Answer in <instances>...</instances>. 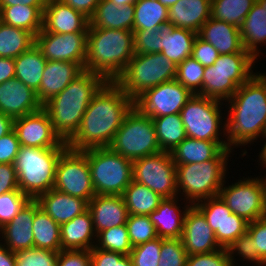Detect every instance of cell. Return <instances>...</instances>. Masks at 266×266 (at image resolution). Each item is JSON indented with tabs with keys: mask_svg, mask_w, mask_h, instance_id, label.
Returning a JSON list of instances; mask_svg holds the SVG:
<instances>
[{
	"mask_svg": "<svg viewBox=\"0 0 266 266\" xmlns=\"http://www.w3.org/2000/svg\"><path fill=\"white\" fill-rule=\"evenodd\" d=\"M133 107L134 100L116 82L107 81L92 97L79 129L67 142L68 148L84 151L109 147Z\"/></svg>",
	"mask_w": 266,
	"mask_h": 266,
	"instance_id": "6da1fadb",
	"label": "cell"
},
{
	"mask_svg": "<svg viewBox=\"0 0 266 266\" xmlns=\"http://www.w3.org/2000/svg\"><path fill=\"white\" fill-rule=\"evenodd\" d=\"M228 118L223 126L229 149L262 137L266 126V74L254 73L227 100Z\"/></svg>",
	"mask_w": 266,
	"mask_h": 266,
	"instance_id": "7a4b0ae2",
	"label": "cell"
},
{
	"mask_svg": "<svg viewBox=\"0 0 266 266\" xmlns=\"http://www.w3.org/2000/svg\"><path fill=\"white\" fill-rule=\"evenodd\" d=\"M106 82L101 75L84 70L63 91L43 105L50 116L54 132L62 141L67 143L75 135L92 97Z\"/></svg>",
	"mask_w": 266,
	"mask_h": 266,
	"instance_id": "3957f363",
	"label": "cell"
},
{
	"mask_svg": "<svg viewBox=\"0 0 266 266\" xmlns=\"http://www.w3.org/2000/svg\"><path fill=\"white\" fill-rule=\"evenodd\" d=\"M134 54L133 31L88 27L84 70L115 82Z\"/></svg>",
	"mask_w": 266,
	"mask_h": 266,
	"instance_id": "277c9868",
	"label": "cell"
},
{
	"mask_svg": "<svg viewBox=\"0 0 266 266\" xmlns=\"http://www.w3.org/2000/svg\"><path fill=\"white\" fill-rule=\"evenodd\" d=\"M66 149L21 146L14 163L20 191L36 200L53 189L56 165Z\"/></svg>",
	"mask_w": 266,
	"mask_h": 266,
	"instance_id": "5b68a950",
	"label": "cell"
},
{
	"mask_svg": "<svg viewBox=\"0 0 266 266\" xmlns=\"http://www.w3.org/2000/svg\"><path fill=\"white\" fill-rule=\"evenodd\" d=\"M231 151L232 149H223L212 160L201 163L176 165L177 191H183L189 204L195 205L219 194L225 182L227 160Z\"/></svg>",
	"mask_w": 266,
	"mask_h": 266,
	"instance_id": "8992f818",
	"label": "cell"
},
{
	"mask_svg": "<svg viewBox=\"0 0 266 266\" xmlns=\"http://www.w3.org/2000/svg\"><path fill=\"white\" fill-rule=\"evenodd\" d=\"M255 60L250 53L219 55L213 65L204 67L202 90L197 95L227 101L254 75Z\"/></svg>",
	"mask_w": 266,
	"mask_h": 266,
	"instance_id": "52a82bcc",
	"label": "cell"
},
{
	"mask_svg": "<svg viewBox=\"0 0 266 266\" xmlns=\"http://www.w3.org/2000/svg\"><path fill=\"white\" fill-rule=\"evenodd\" d=\"M177 65L162 53L134 54L116 83L135 100L145 90L176 79Z\"/></svg>",
	"mask_w": 266,
	"mask_h": 266,
	"instance_id": "ba28073f",
	"label": "cell"
},
{
	"mask_svg": "<svg viewBox=\"0 0 266 266\" xmlns=\"http://www.w3.org/2000/svg\"><path fill=\"white\" fill-rule=\"evenodd\" d=\"M88 159L96 195H122L133 180V161L109 147L82 151Z\"/></svg>",
	"mask_w": 266,
	"mask_h": 266,
	"instance_id": "9c48e42d",
	"label": "cell"
},
{
	"mask_svg": "<svg viewBox=\"0 0 266 266\" xmlns=\"http://www.w3.org/2000/svg\"><path fill=\"white\" fill-rule=\"evenodd\" d=\"M109 148L131 161L161 152L153 119L134 106L117 130Z\"/></svg>",
	"mask_w": 266,
	"mask_h": 266,
	"instance_id": "30bf717a",
	"label": "cell"
},
{
	"mask_svg": "<svg viewBox=\"0 0 266 266\" xmlns=\"http://www.w3.org/2000/svg\"><path fill=\"white\" fill-rule=\"evenodd\" d=\"M220 105V100L193 95L180 111L186 136L197 140L224 141L219 139L222 124Z\"/></svg>",
	"mask_w": 266,
	"mask_h": 266,
	"instance_id": "8fae6325",
	"label": "cell"
},
{
	"mask_svg": "<svg viewBox=\"0 0 266 266\" xmlns=\"http://www.w3.org/2000/svg\"><path fill=\"white\" fill-rule=\"evenodd\" d=\"M53 189L89 202L96 194L87 156L67 148L59 157Z\"/></svg>",
	"mask_w": 266,
	"mask_h": 266,
	"instance_id": "7c38bea8",
	"label": "cell"
},
{
	"mask_svg": "<svg viewBox=\"0 0 266 266\" xmlns=\"http://www.w3.org/2000/svg\"><path fill=\"white\" fill-rule=\"evenodd\" d=\"M133 180L146 185L162 198L176 197V165L171 152L161 151L133 161Z\"/></svg>",
	"mask_w": 266,
	"mask_h": 266,
	"instance_id": "4fadbf2b",
	"label": "cell"
},
{
	"mask_svg": "<svg viewBox=\"0 0 266 266\" xmlns=\"http://www.w3.org/2000/svg\"><path fill=\"white\" fill-rule=\"evenodd\" d=\"M193 94L176 79L145 90L134 100L143 114L155 118L180 113Z\"/></svg>",
	"mask_w": 266,
	"mask_h": 266,
	"instance_id": "5bb4252c",
	"label": "cell"
},
{
	"mask_svg": "<svg viewBox=\"0 0 266 266\" xmlns=\"http://www.w3.org/2000/svg\"><path fill=\"white\" fill-rule=\"evenodd\" d=\"M247 179V180H246ZM223 183L219 196L228 206L232 213L241 216L247 222L261 218L264 209V188L258 177L245 178L230 186Z\"/></svg>",
	"mask_w": 266,
	"mask_h": 266,
	"instance_id": "9a60e30c",
	"label": "cell"
},
{
	"mask_svg": "<svg viewBox=\"0 0 266 266\" xmlns=\"http://www.w3.org/2000/svg\"><path fill=\"white\" fill-rule=\"evenodd\" d=\"M200 202L195 206L206 217L208 225L214 231L216 240L222 248L227 249L235 239L247 231L249 222L232 213L219 195Z\"/></svg>",
	"mask_w": 266,
	"mask_h": 266,
	"instance_id": "2e32d148",
	"label": "cell"
},
{
	"mask_svg": "<svg viewBox=\"0 0 266 266\" xmlns=\"http://www.w3.org/2000/svg\"><path fill=\"white\" fill-rule=\"evenodd\" d=\"M21 146L33 148H68L66 142L54 132L48 112L40 110L13 120Z\"/></svg>",
	"mask_w": 266,
	"mask_h": 266,
	"instance_id": "e0dca14e",
	"label": "cell"
},
{
	"mask_svg": "<svg viewBox=\"0 0 266 266\" xmlns=\"http://www.w3.org/2000/svg\"><path fill=\"white\" fill-rule=\"evenodd\" d=\"M88 33H48L40 32L35 36V44L47 61H69L83 68L87 55Z\"/></svg>",
	"mask_w": 266,
	"mask_h": 266,
	"instance_id": "ac0fdd59",
	"label": "cell"
},
{
	"mask_svg": "<svg viewBox=\"0 0 266 266\" xmlns=\"http://www.w3.org/2000/svg\"><path fill=\"white\" fill-rule=\"evenodd\" d=\"M181 239L188 256L210 253L222 248L216 240L214 231L208 225L206 217L195 205L187 209Z\"/></svg>",
	"mask_w": 266,
	"mask_h": 266,
	"instance_id": "d6986e66",
	"label": "cell"
},
{
	"mask_svg": "<svg viewBox=\"0 0 266 266\" xmlns=\"http://www.w3.org/2000/svg\"><path fill=\"white\" fill-rule=\"evenodd\" d=\"M42 107L36 92L19 79L13 78L0 84V113L14 120Z\"/></svg>",
	"mask_w": 266,
	"mask_h": 266,
	"instance_id": "ffe728a7",
	"label": "cell"
},
{
	"mask_svg": "<svg viewBox=\"0 0 266 266\" xmlns=\"http://www.w3.org/2000/svg\"><path fill=\"white\" fill-rule=\"evenodd\" d=\"M89 18L64 4L61 0H47L40 32L66 34L88 33Z\"/></svg>",
	"mask_w": 266,
	"mask_h": 266,
	"instance_id": "44dd1931",
	"label": "cell"
},
{
	"mask_svg": "<svg viewBox=\"0 0 266 266\" xmlns=\"http://www.w3.org/2000/svg\"><path fill=\"white\" fill-rule=\"evenodd\" d=\"M40 207L36 200H30L11 222L0 228L3 244L13 253L34 248L33 220ZM6 244V245H5Z\"/></svg>",
	"mask_w": 266,
	"mask_h": 266,
	"instance_id": "7402d4cb",
	"label": "cell"
},
{
	"mask_svg": "<svg viewBox=\"0 0 266 266\" xmlns=\"http://www.w3.org/2000/svg\"><path fill=\"white\" fill-rule=\"evenodd\" d=\"M83 71L84 68L75 62L47 61L40 87L36 91L39 102L44 105L63 91Z\"/></svg>",
	"mask_w": 266,
	"mask_h": 266,
	"instance_id": "603a6c76",
	"label": "cell"
},
{
	"mask_svg": "<svg viewBox=\"0 0 266 266\" xmlns=\"http://www.w3.org/2000/svg\"><path fill=\"white\" fill-rule=\"evenodd\" d=\"M96 234L127 222L128 210L121 195H95L88 202Z\"/></svg>",
	"mask_w": 266,
	"mask_h": 266,
	"instance_id": "cb8c5ba5",
	"label": "cell"
},
{
	"mask_svg": "<svg viewBox=\"0 0 266 266\" xmlns=\"http://www.w3.org/2000/svg\"><path fill=\"white\" fill-rule=\"evenodd\" d=\"M197 35L205 42L210 43L219 55L249 53L243 48L239 28L224 21L210 17L202 25Z\"/></svg>",
	"mask_w": 266,
	"mask_h": 266,
	"instance_id": "d4e9b609",
	"label": "cell"
},
{
	"mask_svg": "<svg viewBox=\"0 0 266 266\" xmlns=\"http://www.w3.org/2000/svg\"><path fill=\"white\" fill-rule=\"evenodd\" d=\"M36 201L57 224L69 222L88 210V202L82 198L62 193L55 189L40 195Z\"/></svg>",
	"mask_w": 266,
	"mask_h": 266,
	"instance_id": "484cf974",
	"label": "cell"
},
{
	"mask_svg": "<svg viewBox=\"0 0 266 266\" xmlns=\"http://www.w3.org/2000/svg\"><path fill=\"white\" fill-rule=\"evenodd\" d=\"M212 0H179L168 9V23L198 33L211 17Z\"/></svg>",
	"mask_w": 266,
	"mask_h": 266,
	"instance_id": "4316f807",
	"label": "cell"
},
{
	"mask_svg": "<svg viewBox=\"0 0 266 266\" xmlns=\"http://www.w3.org/2000/svg\"><path fill=\"white\" fill-rule=\"evenodd\" d=\"M163 198L156 210L150 213L157 236L164 239L181 238L183 234L184 217L191 204L185 206L183 213L177 206V198ZM176 198V199H175Z\"/></svg>",
	"mask_w": 266,
	"mask_h": 266,
	"instance_id": "83f0119b",
	"label": "cell"
},
{
	"mask_svg": "<svg viewBox=\"0 0 266 266\" xmlns=\"http://www.w3.org/2000/svg\"><path fill=\"white\" fill-rule=\"evenodd\" d=\"M60 232L62 250H91L95 247L93 240L97 234L89 210L61 224Z\"/></svg>",
	"mask_w": 266,
	"mask_h": 266,
	"instance_id": "f1b7e54d",
	"label": "cell"
},
{
	"mask_svg": "<svg viewBox=\"0 0 266 266\" xmlns=\"http://www.w3.org/2000/svg\"><path fill=\"white\" fill-rule=\"evenodd\" d=\"M162 39L161 53L176 65L191 57L197 33L174 27L170 23L162 24L159 28Z\"/></svg>",
	"mask_w": 266,
	"mask_h": 266,
	"instance_id": "f546056e",
	"label": "cell"
},
{
	"mask_svg": "<svg viewBox=\"0 0 266 266\" xmlns=\"http://www.w3.org/2000/svg\"><path fill=\"white\" fill-rule=\"evenodd\" d=\"M134 5H115L110 0H100L89 18V27L133 31Z\"/></svg>",
	"mask_w": 266,
	"mask_h": 266,
	"instance_id": "4dcf8cb0",
	"label": "cell"
},
{
	"mask_svg": "<svg viewBox=\"0 0 266 266\" xmlns=\"http://www.w3.org/2000/svg\"><path fill=\"white\" fill-rule=\"evenodd\" d=\"M223 149H229L228 142L206 141L186 137L172 152L175 165L201 163L215 158Z\"/></svg>",
	"mask_w": 266,
	"mask_h": 266,
	"instance_id": "1f68e13d",
	"label": "cell"
},
{
	"mask_svg": "<svg viewBox=\"0 0 266 266\" xmlns=\"http://www.w3.org/2000/svg\"><path fill=\"white\" fill-rule=\"evenodd\" d=\"M266 10L256 0L240 26L243 48L255 59L259 56L258 46L266 43Z\"/></svg>",
	"mask_w": 266,
	"mask_h": 266,
	"instance_id": "d6a6232c",
	"label": "cell"
},
{
	"mask_svg": "<svg viewBox=\"0 0 266 266\" xmlns=\"http://www.w3.org/2000/svg\"><path fill=\"white\" fill-rule=\"evenodd\" d=\"M15 61V78L31 87L35 92L40 87L47 60L36 44L24 51Z\"/></svg>",
	"mask_w": 266,
	"mask_h": 266,
	"instance_id": "836d02e7",
	"label": "cell"
},
{
	"mask_svg": "<svg viewBox=\"0 0 266 266\" xmlns=\"http://www.w3.org/2000/svg\"><path fill=\"white\" fill-rule=\"evenodd\" d=\"M45 7L16 5L0 7V20L2 23L27 30L37 36L43 27V11Z\"/></svg>",
	"mask_w": 266,
	"mask_h": 266,
	"instance_id": "e575fe53",
	"label": "cell"
},
{
	"mask_svg": "<svg viewBox=\"0 0 266 266\" xmlns=\"http://www.w3.org/2000/svg\"><path fill=\"white\" fill-rule=\"evenodd\" d=\"M121 196L129 215H149L158 208L160 201L163 199L146 185L134 180Z\"/></svg>",
	"mask_w": 266,
	"mask_h": 266,
	"instance_id": "d590c367",
	"label": "cell"
},
{
	"mask_svg": "<svg viewBox=\"0 0 266 266\" xmlns=\"http://www.w3.org/2000/svg\"><path fill=\"white\" fill-rule=\"evenodd\" d=\"M34 248L60 252L61 232L57 224L40 207L35 211L33 220Z\"/></svg>",
	"mask_w": 266,
	"mask_h": 266,
	"instance_id": "8d00e7d4",
	"label": "cell"
},
{
	"mask_svg": "<svg viewBox=\"0 0 266 266\" xmlns=\"http://www.w3.org/2000/svg\"><path fill=\"white\" fill-rule=\"evenodd\" d=\"M152 119L161 151L172 152L187 137L180 113Z\"/></svg>",
	"mask_w": 266,
	"mask_h": 266,
	"instance_id": "74e56055",
	"label": "cell"
},
{
	"mask_svg": "<svg viewBox=\"0 0 266 266\" xmlns=\"http://www.w3.org/2000/svg\"><path fill=\"white\" fill-rule=\"evenodd\" d=\"M35 44V36L27 30L0 22V57L15 59Z\"/></svg>",
	"mask_w": 266,
	"mask_h": 266,
	"instance_id": "f35d334b",
	"label": "cell"
},
{
	"mask_svg": "<svg viewBox=\"0 0 266 266\" xmlns=\"http://www.w3.org/2000/svg\"><path fill=\"white\" fill-rule=\"evenodd\" d=\"M133 32L144 29H157L168 23V8L158 0H137L134 4Z\"/></svg>",
	"mask_w": 266,
	"mask_h": 266,
	"instance_id": "ab89813d",
	"label": "cell"
},
{
	"mask_svg": "<svg viewBox=\"0 0 266 266\" xmlns=\"http://www.w3.org/2000/svg\"><path fill=\"white\" fill-rule=\"evenodd\" d=\"M256 0H212L211 17L238 28Z\"/></svg>",
	"mask_w": 266,
	"mask_h": 266,
	"instance_id": "60d3db41",
	"label": "cell"
},
{
	"mask_svg": "<svg viewBox=\"0 0 266 266\" xmlns=\"http://www.w3.org/2000/svg\"><path fill=\"white\" fill-rule=\"evenodd\" d=\"M98 241L95 247L98 249L118 252L129 255L133 246L130 243L126 224L119 225L97 234Z\"/></svg>",
	"mask_w": 266,
	"mask_h": 266,
	"instance_id": "b9f144b4",
	"label": "cell"
},
{
	"mask_svg": "<svg viewBox=\"0 0 266 266\" xmlns=\"http://www.w3.org/2000/svg\"><path fill=\"white\" fill-rule=\"evenodd\" d=\"M204 66L189 57L177 65L176 80L187 88L193 95L202 90Z\"/></svg>",
	"mask_w": 266,
	"mask_h": 266,
	"instance_id": "7bdbcfd3",
	"label": "cell"
},
{
	"mask_svg": "<svg viewBox=\"0 0 266 266\" xmlns=\"http://www.w3.org/2000/svg\"><path fill=\"white\" fill-rule=\"evenodd\" d=\"M126 226L133 247L158 237L148 215H128Z\"/></svg>",
	"mask_w": 266,
	"mask_h": 266,
	"instance_id": "ee69618b",
	"label": "cell"
},
{
	"mask_svg": "<svg viewBox=\"0 0 266 266\" xmlns=\"http://www.w3.org/2000/svg\"><path fill=\"white\" fill-rule=\"evenodd\" d=\"M31 199L20 190L9 191L0 195V228L19 213Z\"/></svg>",
	"mask_w": 266,
	"mask_h": 266,
	"instance_id": "f6af8a7d",
	"label": "cell"
},
{
	"mask_svg": "<svg viewBox=\"0 0 266 266\" xmlns=\"http://www.w3.org/2000/svg\"><path fill=\"white\" fill-rule=\"evenodd\" d=\"M162 238L134 246L130 252L132 266H158Z\"/></svg>",
	"mask_w": 266,
	"mask_h": 266,
	"instance_id": "bcb514c9",
	"label": "cell"
},
{
	"mask_svg": "<svg viewBox=\"0 0 266 266\" xmlns=\"http://www.w3.org/2000/svg\"><path fill=\"white\" fill-rule=\"evenodd\" d=\"M158 266H186L188 254L181 238H162Z\"/></svg>",
	"mask_w": 266,
	"mask_h": 266,
	"instance_id": "7dc6e473",
	"label": "cell"
},
{
	"mask_svg": "<svg viewBox=\"0 0 266 266\" xmlns=\"http://www.w3.org/2000/svg\"><path fill=\"white\" fill-rule=\"evenodd\" d=\"M16 266H57L59 252L31 248L15 253Z\"/></svg>",
	"mask_w": 266,
	"mask_h": 266,
	"instance_id": "c3c4849f",
	"label": "cell"
},
{
	"mask_svg": "<svg viewBox=\"0 0 266 266\" xmlns=\"http://www.w3.org/2000/svg\"><path fill=\"white\" fill-rule=\"evenodd\" d=\"M159 33L158 28L134 31L135 54L161 53L162 39Z\"/></svg>",
	"mask_w": 266,
	"mask_h": 266,
	"instance_id": "681fc988",
	"label": "cell"
},
{
	"mask_svg": "<svg viewBox=\"0 0 266 266\" xmlns=\"http://www.w3.org/2000/svg\"><path fill=\"white\" fill-rule=\"evenodd\" d=\"M227 251L231 258L232 266H235V259L233 258V254L235 252L238 253L242 258L247 259V261L255 262L257 265L260 266H266V263L254 251L252 238L247 231L244 234L240 235L237 239H235L227 248Z\"/></svg>",
	"mask_w": 266,
	"mask_h": 266,
	"instance_id": "f907efd6",
	"label": "cell"
},
{
	"mask_svg": "<svg viewBox=\"0 0 266 266\" xmlns=\"http://www.w3.org/2000/svg\"><path fill=\"white\" fill-rule=\"evenodd\" d=\"M186 266H232L231 258L226 248L187 257Z\"/></svg>",
	"mask_w": 266,
	"mask_h": 266,
	"instance_id": "816d5d0a",
	"label": "cell"
},
{
	"mask_svg": "<svg viewBox=\"0 0 266 266\" xmlns=\"http://www.w3.org/2000/svg\"><path fill=\"white\" fill-rule=\"evenodd\" d=\"M92 266H132L130 255L98 249L90 250Z\"/></svg>",
	"mask_w": 266,
	"mask_h": 266,
	"instance_id": "f5cc1de1",
	"label": "cell"
},
{
	"mask_svg": "<svg viewBox=\"0 0 266 266\" xmlns=\"http://www.w3.org/2000/svg\"><path fill=\"white\" fill-rule=\"evenodd\" d=\"M247 232L252 238L254 251L266 263V212L261 218L248 223Z\"/></svg>",
	"mask_w": 266,
	"mask_h": 266,
	"instance_id": "db71d44e",
	"label": "cell"
},
{
	"mask_svg": "<svg viewBox=\"0 0 266 266\" xmlns=\"http://www.w3.org/2000/svg\"><path fill=\"white\" fill-rule=\"evenodd\" d=\"M20 148L14 129L0 137V164H14Z\"/></svg>",
	"mask_w": 266,
	"mask_h": 266,
	"instance_id": "11a10c76",
	"label": "cell"
},
{
	"mask_svg": "<svg viewBox=\"0 0 266 266\" xmlns=\"http://www.w3.org/2000/svg\"><path fill=\"white\" fill-rule=\"evenodd\" d=\"M219 56L218 51L210 44L199 38L195 39L191 57L197 60L202 66L210 67Z\"/></svg>",
	"mask_w": 266,
	"mask_h": 266,
	"instance_id": "9f6ffc18",
	"label": "cell"
},
{
	"mask_svg": "<svg viewBox=\"0 0 266 266\" xmlns=\"http://www.w3.org/2000/svg\"><path fill=\"white\" fill-rule=\"evenodd\" d=\"M57 266H92L90 250H61Z\"/></svg>",
	"mask_w": 266,
	"mask_h": 266,
	"instance_id": "6f0895ef",
	"label": "cell"
},
{
	"mask_svg": "<svg viewBox=\"0 0 266 266\" xmlns=\"http://www.w3.org/2000/svg\"><path fill=\"white\" fill-rule=\"evenodd\" d=\"M20 190L14 164H0V195Z\"/></svg>",
	"mask_w": 266,
	"mask_h": 266,
	"instance_id": "680465c9",
	"label": "cell"
},
{
	"mask_svg": "<svg viewBox=\"0 0 266 266\" xmlns=\"http://www.w3.org/2000/svg\"><path fill=\"white\" fill-rule=\"evenodd\" d=\"M64 4L71 6L73 9L81 12L90 18L95 11L100 0H61Z\"/></svg>",
	"mask_w": 266,
	"mask_h": 266,
	"instance_id": "91938a15",
	"label": "cell"
},
{
	"mask_svg": "<svg viewBox=\"0 0 266 266\" xmlns=\"http://www.w3.org/2000/svg\"><path fill=\"white\" fill-rule=\"evenodd\" d=\"M15 69L13 58L0 57V84L15 78Z\"/></svg>",
	"mask_w": 266,
	"mask_h": 266,
	"instance_id": "94428289",
	"label": "cell"
},
{
	"mask_svg": "<svg viewBox=\"0 0 266 266\" xmlns=\"http://www.w3.org/2000/svg\"><path fill=\"white\" fill-rule=\"evenodd\" d=\"M47 0H0V7L26 5L34 7H45Z\"/></svg>",
	"mask_w": 266,
	"mask_h": 266,
	"instance_id": "6125c7cd",
	"label": "cell"
},
{
	"mask_svg": "<svg viewBox=\"0 0 266 266\" xmlns=\"http://www.w3.org/2000/svg\"><path fill=\"white\" fill-rule=\"evenodd\" d=\"M0 266H16V255L0 243Z\"/></svg>",
	"mask_w": 266,
	"mask_h": 266,
	"instance_id": "be15d7a7",
	"label": "cell"
},
{
	"mask_svg": "<svg viewBox=\"0 0 266 266\" xmlns=\"http://www.w3.org/2000/svg\"><path fill=\"white\" fill-rule=\"evenodd\" d=\"M13 129V119L0 113V137L6 135Z\"/></svg>",
	"mask_w": 266,
	"mask_h": 266,
	"instance_id": "e7e4bbea",
	"label": "cell"
},
{
	"mask_svg": "<svg viewBox=\"0 0 266 266\" xmlns=\"http://www.w3.org/2000/svg\"><path fill=\"white\" fill-rule=\"evenodd\" d=\"M111 2H113L116 6L120 5H134L137 0H110Z\"/></svg>",
	"mask_w": 266,
	"mask_h": 266,
	"instance_id": "03108f58",
	"label": "cell"
},
{
	"mask_svg": "<svg viewBox=\"0 0 266 266\" xmlns=\"http://www.w3.org/2000/svg\"><path fill=\"white\" fill-rule=\"evenodd\" d=\"M264 139L266 138V135H263L262 136ZM264 147L262 148L261 150V153L259 154V158H260V161H261V164L262 166H264L266 168V143L265 145H263Z\"/></svg>",
	"mask_w": 266,
	"mask_h": 266,
	"instance_id": "003e7915",
	"label": "cell"
},
{
	"mask_svg": "<svg viewBox=\"0 0 266 266\" xmlns=\"http://www.w3.org/2000/svg\"><path fill=\"white\" fill-rule=\"evenodd\" d=\"M158 1L169 9L179 0H158Z\"/></svg>",
	"mask_w": 266,
	"mask_h": 266,
	"instance_id": "a7ac6f4b",
	"label": "cell"
},
{
	"mask_svg": "<svg viewBox=\"0 0 266 266\" xmlns=\"http://www.w3.org/2000/svg\"><path fill=\"white\" fill-rule=\"evenodd\" d=\"M261 181H262V183H263V188H264V209H265V212H266V178L264 179H262L261 178Z\"/></svg>",
	"mask_w": 266,
	"mask_h": 266,
	"instance_id": "89a4df30",
	"label": "cell"
},
{
	"mask_svg": "<svg viewBox=\"0 0 266 266\" xmlns=\"http://www.w3.org/2000/svg\"><path fill=\"white\" fill-rule=\"evenodd\" d=\"M261 5L262 7L266 10V0H257ZM266 12V11H265Z\"/></svg>",
	"mask_w": 266,
	"mask_h": 266,
	"instance_id": "2644e50d",
	"label": "cell"
},
{
	"mask_svg": "<svg viewBox=\"0 0 266 266\" xmlns=\"http://www.w3.org/2000/svg\"><path fill=\"white\" fill-rule=\"evenodd\" d=\"M263 135H266V126H265V129H264Z\"/></svg>",
	"mask_w": 266,
	"mask_h": 266,
	"instance_id": "8c879c8a",
	"label": "cell"
}]
</instances>
